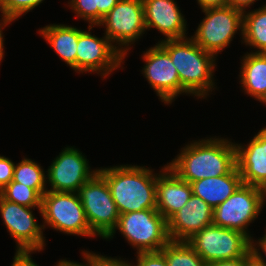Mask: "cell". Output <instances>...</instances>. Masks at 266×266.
<instances>
[{
  "label": "cell",
  "instance_id": "1",
  "mask_svg": "<svg viewBox=\"0 0 266 266\" xmlns=\"http://www.w3.org/2000/svg\"><path fill=\"white\" fill-rule=\"evenodd\" d=\"M193 140L167 166L188 183L228 174L236 166V147L230 139Z\"/></svg>",
  "mask_w": 266,
  "mask_h": 266
},
{
  "label": "cell",
  "instance_id": "2",
  "mask_svg": "<svg viewBox=\"0 0 266 266\" xmlns=\"http://www.w3.org/2000/svg\"><path fill=\"white\" fill-rule=\"evenodd\" d=\"M158 43L169 53L178 71L180 94L205 98L216 87L214 71L216 56L204 51L190 37L161 40Z\"/></svg>",
  "mask_w": 266,
  "mask_h": 266
},
{
  "label": "cell",
  "instance_id": "3",
  "mask_svg": "<svg viewBox=\"0 0 266 266\" xmlns=\"http://www.w3.org/2000/svg\"><path fill=\"white\" fill-rule=\"evenodd\" d=\"M145 166L100 167L119 214L156 209V182L159 173Z\"/></svg>",
  "mask_w": 266,
  "mask_h": 266
},
{
  "label": "cell",
  "instance_id": "4",
  "mask_svg": "<svg viewBox=\"0 0 266 266\" xmlns=\"http://www.w3.org/2000/svg\"><path fill=\"white\" fill-rule=\"evenodd\" d=\"M117 229L138 252L160 251L169 241L167 220L157 209H145L119 215L115 230L106 238L112 239Z\"/></svg>",
  "mask_w": 266,
  "mask_h": 266
},
{
  "label": "cell",
  "instance_id": "5",
  "mask_svg": "<svg viewBox=\"0 0 266 266\" xmlns=\"http://www.w3.org/2000/svg\"><path fill=\"white\" fill-rule=\"evenodd\" d=\"M43 228L46 225L64 234L93 237L78 193L47 190L41 202Z\"/></svg>",
  "mask_w": 266,
  "mask_h": 266
},
{
  "label": "cell",
  "instance_id": "6",
  "mask_svg": "<svg viewBox=\"0 0 266 266\" xmlns=\"http://www.w3.org/2000/svg\"><path fill=\"white\" fill-rule=\"evenodd\" d=\"M187 242L208 265L246 257L251 252V239L246 234L214 224L202 228Z\"/></svg>",
  "mask_w": 266,
  "mask_h": 266
},
{
  "label": "cell",
  "instance_id": "7",
  "mask_svg": "<svg viewBox=\"0 0 266 266\" xmlns=\"http://www.w3.org/2000/svg\"><path fill=\"white\" fill-rule=\"evenodd\" d=\"M263 188L242 183L222 204L213 209V224L251 236L248 226L258 218L266 202Z\"/></svg>",
  "mask_w": 266,
  "mask_h": 266
},
{
  "label": "cell",
  "instance_id": "8",
  "mask_svg": "<svg viewBox=\"0 0 266 266\" xmlns=\"http://www.w3.org/2000/svg\"><path fill=\"white\" fill-rule=\"evenodd\" d=\"M205 17L201 20L196 32L191 38L204 51L214 54L229 46L234 35L243 36V12L231 6L207 8L202 10Z\"/></svg>",
  "mask_w": 266,
  "mask_h": 266
},
{
  "label": "cell",
  "instance_id": "9",
  "mask_svg": "<svg viewBox=\"0 0 266 266\" xmlns=\"http://www.w3.org/2000/svg\"><path fill=\"white\" fill-rule=\"evenodd\" d=\"M77 193L91 231L106 239L115 230L120 215L106 180L97 172Z\"/></svg>",
  "mask_w": 266,
  "mask_h": 266
},
{
  "label": "cell",
  "instance_id": "10",
  "mask_svg": "<svg viewBox=\"0 0 266 266\" xmlns=\"http://www.w3.org/2000/svg\"><path fill=\"white\" fill-rule=\"evenodd\" d=\"M97 26L105 27L106 37L126 57L146 32L142 0H119Z\"/></svg>",
  "mask_w": 266,
  "mask_h": 266
},
{
  "label": "cell",
  "instance_id": "11",
  "mask_svg": "<svg viewBox=\"0 0 266 266\" xmlns=\"http://www.w3.org/2000/svg\"><path fill=\"white\" fill-rule=\"evenodd\" d=\"M94 26H88V30L79 29V37L76 52V73L95 72L106 78L120 68L125 57L104 36L102 38L92 35L90 30Z\"/></svg>",
  "mask_w": 266,
  "mask_h": 266
},
{
  "label": "cell",
  "instance_id": "12",
  "mask_svg": "<svg viewBox=\"0 0 266 266\" xmlns=\"http://www.w3.org/2000/svg\"><path fill=\"white\" fill-rule=\"evenodd\" d=\"M33 209L10 202L0 195V213L10 236L16 241V252L44 250L43 225L37 223Z\"/></svg>",
  "mask_w": 266,
  "mask_h": 266
},
{
  "label": "cell",
  "instance_id": "13",
  "mask_svg": "<svg viewBox=\"0 0 266 266\" xmlns=\"http://www.w3.org/2000/svg\"><path fill=\"white\" fill-rule=\"evenodd\" d=\"M88 159L74 146L65 147L47 169L49 191L75 192L90 180L98 169L92 170Z\"/></svg>",
  "mask_w": 266,
  "mask_h": 266
},
{
  "label": "cell",
  "instance_id": "14",
  "mask_svg": "<svg viewBox=\"0 0 266 266\" xmlns=\"http://www.w3.org/2000/svg\"><path fill=\"white\" fill-rule=\"evenodd\" d=\"M145 65L142 74L164 104H171L180 95L178 71L169 53L156 43L142 55Z\"/></svg>",
  "mask_w": 266,
  "mask_h": 266
},
{
  "label": "cell",
  "instance_id": "15",
  "mask_svg": "<svg viewBox=\"0 0 266 266\" xmlns=\"http://www.w3.org/2000/svg\"><path fill=\"white\" fill-rule=\"evenodd\" d=\"M236 167L242 182L260 188L266 187V127L244 144L235 143Z\"/></svg>",
  "mask_w": 266,
  "mask_h": 266
},
{
  "label": "cell",
  "instance_id": "16",
  "mask_svg": "<svg viewBox=\"0 0 266 266\" xmlns=\"http://www.w3.org/2000/svg\"><path fill=\"white\" fill-rule=\"evenodd\" d=\"M146 30L155 28L165 39H182L187 36V21L175 0H142Z\"/></svg>",
  "mask_w": 266,
  "mask_h": 266
},
{
  "label": "cell",
  "instance_id": "17",
  "mask_svg": "<svg viewBox=\"0 0 266 266\" xmlns=\"http://www.w3.org/2000/svg\"><path fill=\"white\" fill-rule=\"evenodd\" d=\"M167 223L170 240L187 241L202 228L213 224V209L192 194L188 202Z\"/></svg>",
  "mask_w": 266,
  "mask_h": 266
},
{
  "label": "cell",
  "instance_id": "18",
  "mask_svg": "<svg viewBox=\"0 0 266 266\" xmlns=\"http://www.w3.org/2000/svg\"><path fill=\"white\" fill-rule=\"evenodd\" d=\"M191 184L181 179L167 165L156 182V209L168 221L192 196Z\"/></svg>",
  "mask_w": 266,
  "mask_h": 266
},
{
  "label": "cell",
  "instance_id": "19",
  "mask_svg": "<svg viewBox=\"0 0 266 266\" xmlns=\"http://www.w3.org/2000/svg\"><path fill=\"white\" fill-rule=\"evenodd\" d=\"M242 183L241 174L235 166L226 175L204 178L190 184L192 193L214 209L231 196Z\"/></svg>",
  "mask_w": 266,
  "mask_h": 266
},
{
  "label": "cell",
  "instance_id": "20",
  "mask_svg": "<svg viewBox=\"0 0 266 266\" xmlns=\"http://www.w3.org/2000/svg\"><path fill=\"white\" fill-rule=\"evenodd\" d=\"M38 31L60 59L76 72L79 29L65 24H48Z\"/></svg>",
  "mask_w": 266,
  "mask_h": 266
},
{
  "label": "cell",
  "instance_id": "21",
  "mask_svg": "<svg viewBox=\"0 0 266 266\" xmlns=\"http://www.w3.org/2000/svg\"><path fill=\"white\" fill-rule=\"evenodd\" d=\"M241 61V87L245 94L259 101L266 93V53L247 52Z\"/></svg>",
  "mask_w": 266,
  "mask_h": 266
},
{
  "label": "cell",
  "instance_id": "22",
  "mask_svg": "<svg viewBox=\"0 0 266 266\" xmlns=\"http://www.w3.org/2000/svg\"><path fill=\"white\" fill-rule=\"evenodd\" d=\"M241 41L251 49H256L251 50V53H266V4L258 9L243 12Z\"/></svg>",
  "mask_w": 266,
  "mask_h": 266
},
{
  "label": "cell",
  "instance_id": "23",
  "mask_svg": "<svg viewBox=\"0 0 266 266\" xmlns=\"http://www.w3.org/2000/svg\"><path fill=\"white\" fill-rule=\"evenodd\" d=\"M46 171L32 159L22 158L16 163L12 181L24 184L34 189L41 197L48 190L46 188Z\"/></svg>",
  "mask_w": 266,
  "mask_h": 266
},
{
  "label": "cell",
  "instance_id": "24",
  "mask_svg": "<svg viewBox=\"0 0 266 266\" xmlns=\"http://www.w3.org/2000/svg\"><path fill=\"white\" fill-rule=\"evenodd\" d=\"M160 251L168 266H208L187 241L170 240Z\"/></svg>",
  "mask_w": 266,
  "mask_h": 266
},
{
  "label": "cell",
  "instance_id": "25",
  "mask_svg": "<svg viewBox=\"0 0 266 266\" xmlns=\"http://www.w3.org/2000/svg\"><path fill=\"white\" fill-rule=\"evenodd\" d=\"M0 195L10 202L29 208H36L39 210V213L42 214V197L34 189L24 184L11 181L0 190Z\"/></svg>",
  "mask_w": 266,
  "mask_h": 266
},
{
  "label": "cell",
  "instance_id": "26",
  "mask_svg": "<svg viewBox=\"0 0 266 266\" xmlns=\"http://www.w3.org/2000/svg\"><path fill=\"white\" fill-rule=\"evenodd\" d=\"M44 0H2L4 15L12 22L27 14Z\"/></svg>",
  "mask_w": 266,
  "mask_h": 266
},
{
  "label": "cell",
  "instance_id": "27",
  "mask_svg": "<svg viewBox=\"0 0 266 266\" xmlns=\"http://www.w3.org/2000/svg\"><path fill=\"white\" fill-rule=\"evenodd\" d=\"M69 8L90 26H97V0H70Z\"/></svg>",
  "mask_w": 266,
  "mask_h": 266
},
{
  "label": "cell",
  "instance_id": "28",
  "mask_svg": "<svg viewBox=\"0 0 266 266\" xmlns=\"http://www.w3.org/2000/svg\"><path fill=\"white\" fill-rule=\"evenodd\" d=\"M82 255L87 257L89 266H133L132 263L122 260L121 257H107L86 250H82Z\"/></svg>",
  "mask_w": 266,
  "mask_h": 266
},
{
  "label": "cell",
  "instance_id": "29",
  "mask_svg": "<svg viewBox=\"0 0 266 266\" xmlns=\"http://www.w3.org/2000/svg\"><path fill=\"white\" fill-rule=\"evenodd\" d=\"M136 265L133 266H168L167 260L161 251L136 253Z\"/></svg>",
  "mask_w": 266,
  "mask_h": 266
},
{
  "label": "cell",
  "instance_id": "30",
  "mask_svg": "<svg viewBox=\"0 0 266 266\" xmlns=\"http://www.w3.org/2000/svg\"><path fill=\"white\" fill-rule=\"evenodd\" d=\"M15 165L9 158L0 155V190L12 181Z\"/></svg>",
  "mask_w": 266,
  "mask_h": 266
},
{
  "label": "cell",
  "instance_id": "31",
  "mask_svg": "<svg viewBox=\"0 0 266 266\" xmlns=\"http://www.w3.org/2000/svg\"><path fill=\"white\" fill-rule=\"evenodd\" d=\"M251 253H253L261 262L266 264V233L257 241L255 239H251Z\"/></svg>",
  "mask_w": 266,
  "mask_h": 266
},
{
  "label": "cell",
  "instance_id": "32",
  "mask_svg": "<svg viewBox=\"0 0 266 266\" xmlns=\"http://www.w3.org/2000/svg\"><path fill=\"white\" fill-rule=\"evenodd\" d=\"M119 0H97V25L108 14V12L118 3Z\"/></svg>",
  "mask_w": 266,
  "mask_h": 266
},
{
  "label": "cell",
  "instance_id": "33",
  "mask_svg": "<svg viewBox=\"0 0 266 266\" xmlns=\"http://www.w3.org/2000/svg\"><path fill=\"white\" fill-rule=\"evenodd\" d=\"M33 252H16L11 266H39L31 258Z\"/></svg>",
  "mask_w": 266,
  "mask_h": 266
},
{
  "label": "cell",
  "instance_id": "34",
  "mask_svg": "<svg viewBox=\"0 0 266 266\" xmlns=\"http://www.w3.org/2000/svg\"><path fill=\"white\" fill-rule=\"evenodd\" d=\"M202 10L207 8L224 7L228 5V0H197Z\"/></svg>",
  "mask_w": 266,
  "mask_h": 266
},
{
  "label": "cell",
  "instance_id": "35",
  "mask_svg": "<svg viewBox=\"0 0 266 266\" xmlns=\"http://www.w3.org/2000/svg\"><path fill=\"white\" fill-rule=\"evenodd\" d=\"M1 18L2 19L0 20V63H1L2 59H4V53H5L3 29H4V27H6L10 23H12V21L9 18H7L5 15H2Z\"/></svg>",
  "mask_w": 266,
  "mask_h": 266
},
{
  "label": "cell",
  "instance_id": "36",
  "mask_svg": "<svg viewBox=\"0 0 266 266\" xmlns=\"http://www.w3.org/2000/svg\"><path fill=\"white\" fill-rule=\"evenodd\" d=\"M257 0H228V6L233 7L234 9L245 12L254 2Z\"/></svg>",
  "mask_w": 266,
  "mask_h": 266
},
{
  "label": "cell",
  "instance_id": "37",
  "mask_svg": "<svg viewBox=\"0 0 266 266\" xmlns=\"http://www.w3.org/2000/svg\"><path fill=\"white\" fill-rule=\"evenodd\" d=\"M208 266H244V257L217 261Z\"/></svg>",
  "mask_w": 266,
  "mask_h": 266
},
{
  "label": "cell",
  "instance_id": "38",
  "mask_svg": "<svg viewBox=\"0 0 266 266\" xmlns=\"http://www.w3.org/2000/svg\"><path fill=\"white\" fill-rule=\"evenodd\" d=\"M244 266H266L265 263L261 262L253 253H249L244 257Z\"/></svg>",
  "mask_w": 266,
  "mask_h": 266
},
{
  "label": "cell",
  "instance_id": "39",
  "mask_svg": "<svg viewBox=\"0 0 266 266\" xmlns=\"http://www.w3.org/2000/svg\"><path fill=\"white\" fill-rule=\"evenodd\" d=\"M84 260L86 261L85 263H78L75 261H70L65 259H61L58 261V263L55 266H89L88 264V259L85 255H82Z\"/></svg>",
  "mask_w": 266,
  "mask_h": 266
},
{
  "label": "cell",
  "instance_id": "40",
  "mask_svg": "<svg viewBox=\"0 0 266 266\" xmlns=\"http://www.w3.org/2000/svg\"><path fill=\"white\" fill-rule=\"evenodd\" d=\"M260 103H263L266 105V93L264 94V96L259 100Z\"/></svg>",
  "mask_w": 266,
  "mask_h": 266
},
{
  "label": "cell",
  "instance_id": "41",
  "mask_svg": "<svg viewBox=\"0 0 266 266\" xmlns=\"http://www.w3.org/2000/svg\"><path fill=\"white\" fill-rule=\"evenodd\" d=\"M0 12H1V15H4L2 0H0Z\"/></svg>",
  "mask_w": 266,
  "mask_h": 266
},
{
  "label": "cell",
  "instance_id": "42",
  "mask_svg": "<svg viewBox=\"0 0 266 266\" xmlns=\"http://www.w3.org/2000/svg\"><path fill=\"white\" fill-rule=\"evenodd\" d=\"M264 191V196L266 197V187L263 189Z\"/></svg>",
  "mask_w": 266,
  "mask_h": 266
}]
</instances>
